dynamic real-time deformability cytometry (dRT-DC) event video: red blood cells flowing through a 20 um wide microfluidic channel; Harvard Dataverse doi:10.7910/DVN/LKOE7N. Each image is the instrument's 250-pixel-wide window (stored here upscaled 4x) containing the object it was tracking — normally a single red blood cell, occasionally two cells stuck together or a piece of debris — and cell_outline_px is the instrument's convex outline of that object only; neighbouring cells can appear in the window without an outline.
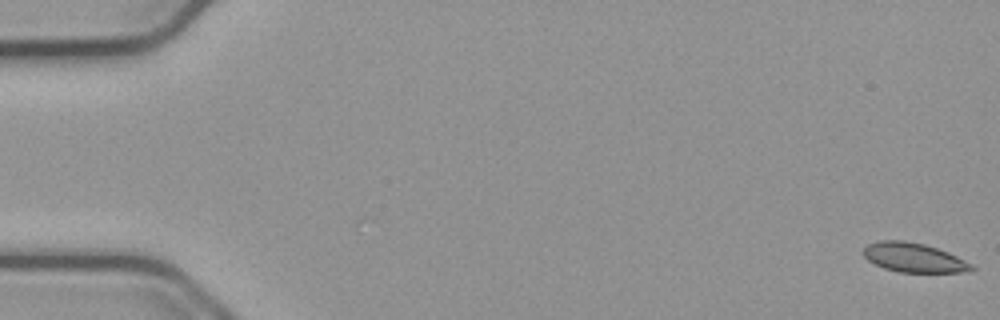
{"species": "common noctule bat (a hibernating species)", "species_latin": "Nyctalus noctula", "temperature_condition": "cold", "stored_images_in_passage": 55, "camera_frame_rate_fps": 3000, "um_per_image_px": 0.085, "animal": {"sex": "male", "body_mass_g": 23.1, "forearm_length_mm": 52.7}, "frame": {"image": 1, "passage_image": 1, "time_ms": 0.0, "image_size_px": [1000, 320], "cell_outline_px": [[976, 268], [960, 272], [896, 272], [884, 268], [868, 260], [864, 256], [864, 248], [868, 244], [880, 240], [904, 240], [924, 244], [948, 252], [972, 264]], "centroid_in_image_um": [77.65, 21.89], "position_along_channel_um": 7.4, "area_um2": 18.26}}
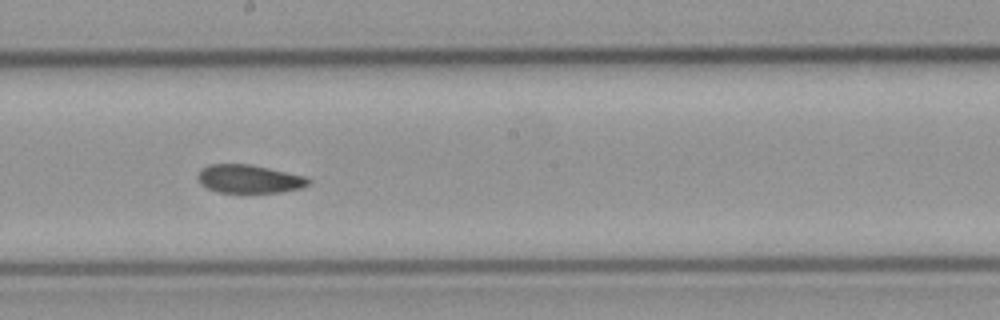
{"frame": {"image": 2, "passage_image": 31, "time_ms": 10.0, "image_size_px": [1000, 320], "cell_outline_px": [[312, 180], [308, 184], [300, 188], [280, 192], [216, 192], [200, 184], [196, 176], [200, 168], [208, 164], [252, 164], [308, 176]], "centroid_in_image_um": [21.17, 15.19], "position_along_channel_um": 227.0, "area_um2": 18.55}}
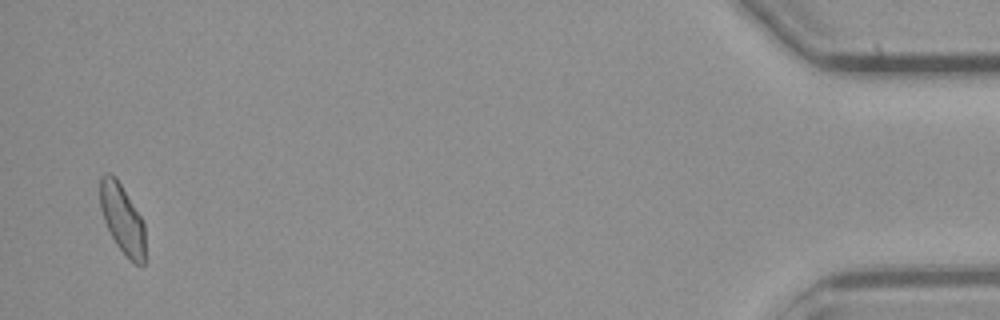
{"frame": {"image": 3, "passage_image": 54, "time_ms": 17.667, "image_size_px": [1000, 320], "cell_outline_px": [[144, 264], [136, 264], [116, 244], [104, 220], [100, 208], [100, 176], [104, 172], [112, 172], [116, 176], [140, 216], [144, 224]], "centroid_in_image_um": [10.36, 18.52], "position_along_channel_um": 424.8, "area_um2": 17.92}, "authors_computed_cell_mechanics": {"area_um2": 18.9006, "velocity_mm_per_s": 3.7581, "shape_relaxation_time_tau1_ms": null, "shape_relaxation_time_tau2_ms": 4.3314, "deformation_change_tau1": null, "deformation_change_tau2": 0.1017}}